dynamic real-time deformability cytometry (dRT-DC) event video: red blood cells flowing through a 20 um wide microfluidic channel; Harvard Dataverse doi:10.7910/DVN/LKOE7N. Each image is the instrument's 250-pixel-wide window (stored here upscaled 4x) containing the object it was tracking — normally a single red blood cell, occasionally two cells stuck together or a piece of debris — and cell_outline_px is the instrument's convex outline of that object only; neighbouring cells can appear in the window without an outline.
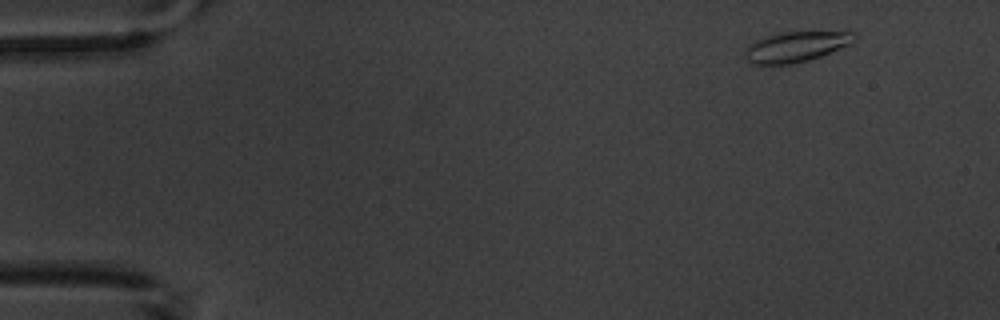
{"species": "common noctule bat (a hibernating species)", "species_latin": "Nyctalus noctula", "temperature_condition": "warm", "stored_images_in_passage": 8, "camera_frame_rate_fps": 3000, "um_per_image_px": 0.085, "animal": {"sex": "male", "body_mass_g": 20.1, "forearm_length_mm": 53.5}, "frame": {"image": 1, "passage_image": 1, "time_ms": 0.0, "image_size_px": [1000, 320], "cell_outline_px": [[856, 40], [848, 44], [820, 56], [808, 60], [788, 64], [752, 64], [744, 56], [744, 48], [748, 44], [764, 36], [780, 32], [856, 32]], "centroid_in_image_um": [67.59, 3.96], "position_along_channel_um": 17.4, "area_um2": 19.19}}
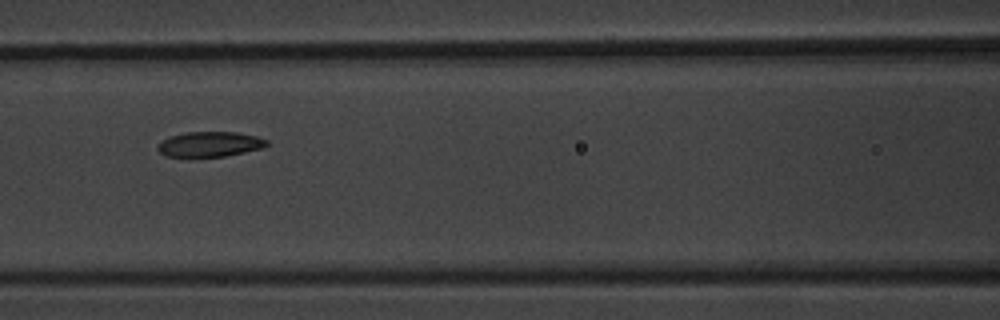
{"frame": {"image": 2, "passage_image": 7, "time_ms": 6.667, "image_size_px": [1000, 320], "cell_outline_px": [[268, 144], [264, 148], [224, 156], [164, 156], [156, 148], [156, 144], [168, 136], [188, 132], [236, 132], [256, 136], [268, 140]], "centroid_in_image_um": [17.81, 12.25], "position_along_channel_um": 148.8, "area_um2": 15.95}}
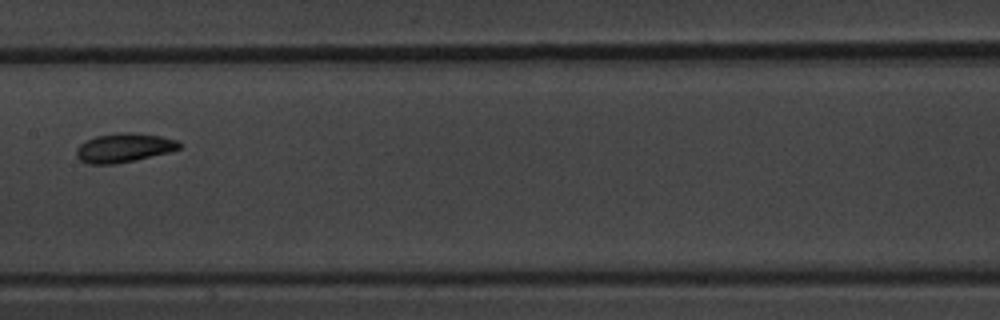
{"frame": {"image": 3, "passage_image": 8, "time_ms": 8.0, "image_size_px": [1000, 320], "cell_outline_px": [[184, 144], [180, 148], [168, 152], [116, 164], [88, 164], [80, 160], [76, 156], [76, 148], [84, 140], [96, 136], [120, 132], [136, 132], [160, 136], [176, 140]], "centroid_in_image_um": [10.51, 12.55], "position_along_channel_um": 196.9, "area_um2": 17.51}}